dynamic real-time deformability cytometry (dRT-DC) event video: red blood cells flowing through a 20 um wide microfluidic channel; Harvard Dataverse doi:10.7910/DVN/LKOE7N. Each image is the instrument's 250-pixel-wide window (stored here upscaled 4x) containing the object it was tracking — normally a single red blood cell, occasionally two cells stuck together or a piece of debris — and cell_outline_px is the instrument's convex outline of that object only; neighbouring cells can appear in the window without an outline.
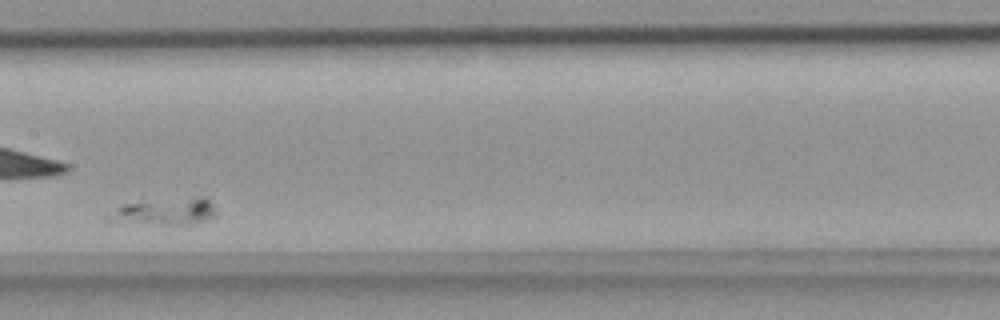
{"species": "common noctule bat (a hibernating species)", "species_latin": "Nyctalus noctula", "temperature_condition": "room temperature", "stored_images_in_passage": 5, "camera_frame_rate_fps": 3000, "um_per_image_px": 0.085, "animal": {"sex": "female", "body_mass_g": 18.4}, "frame": {"image": 1, "passage_image": 5, "time_ms": 1.333, "image_size_px": [1000, 320], "cell_outline_px": [[216, 216], [192, 224], [168, 224], [104, 220], [104, 216], [124, 204], [196, 196], [204, 196], [216, 208]], "centroid_in_image_um": [14.08, 17.97], "position_along_channel_um": 193.3, "area_um2": 16.42}}